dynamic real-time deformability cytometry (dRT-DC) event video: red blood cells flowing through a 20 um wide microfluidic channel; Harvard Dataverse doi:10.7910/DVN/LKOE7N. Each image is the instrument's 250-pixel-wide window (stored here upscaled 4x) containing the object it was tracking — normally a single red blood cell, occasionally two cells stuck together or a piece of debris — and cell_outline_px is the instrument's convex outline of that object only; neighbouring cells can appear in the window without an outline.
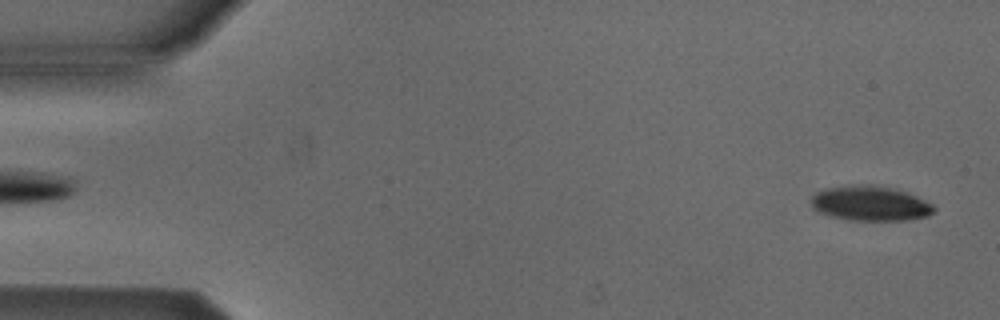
{"species": "Egyptian fruit bat (a non-hibernating species)", "species_latin": "Rousettus aegyptiacus", "temperature_condition": "cold", "stored_images_in_passage": 13, "camera_frame_rate_fps": 3000, "um_per_image_px": 0.085, "animal": {"sex": "male"}, "frame": {"image": 1, "passage_image": 2, "time_ms": 0.333, "image_size_px": [1000, 320], "cell_outline_px": [[936, 208], [928, 216], [908, 220], [852, 220], [832, 216], [820, 212], [812, 208], [812, 196], [816, 192], [824, 188], [848, 184], [876, 184], [908, 192], [932, 204]], "centroid_in_image_um": [73.96, 17.26], "position_along_channel_um": 11.0, "area_um2": 25.14}}